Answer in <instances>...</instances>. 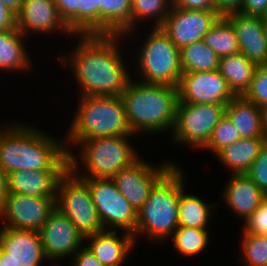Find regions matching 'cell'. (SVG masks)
I'll list each match as a JSON object with an SVG mask.
<instances>
[{
	"label": "cell",
	"instance_id": "1",
	"mask_svg": "<svg viewBox=\"0 0 267 266\" xmlns=\"http://www.w3.org/2000/svg\"><path fill=\"white\" fill-rule=\"evenodd\" d=\"M78 36L69 57L61 55L58 60L71 67L80 96H121L131 79L118 47L124 36Z\"/></svg>",
	"mask_w": 267,
	"mask_h": 266
},
{
	"label": "cell",
	"instance_id": "2",
	"mask_svg": "<svg viewBox=\"0 0 267 266\" xmlns=\"http://www.w3.org/2000/svg\"><path fill=\"white\" fill-rule=\"evenodd\" d=\"M14 123L0 125V168L3 172L69 168V147L64 140H56L33 125Z\"/></svg>",
	"mask_w": 267,
	"mask_h": 266
},
{
	"label": "cell",
	"instance_id": "3",
	"mask_svg": "<svg viewBox=\"0 0 267 266\" xmlns=\"http://www.w3.org/2000/svg\"><path fill=\"white\" fill-rule=\"evenodd\" d=\"M121 97L133 135L139 132L152 135L168 129L173 131L178 87L130 79Z\"/></svg>",
	"mask_w": 267,
	"mask_h": 266
},
{
	"label": "cell",
	"instance_id": "4",
	"mask_svg": "<svg viewBox=\"0 0 267 266\" xmlns=\"http://www.w3.org/2000/svg\"><path fill=\"white\" fill-rule=\"evenodd\" d=\"M178 167L175 165L154 186L147 201L137 212V225L133 234L135 242L136 238L145 234L154 242H164L179 226V194L185 187V176Z\"/></svg>",
	"mask_w": 267,
	"mask_h": 266
},
{
	"label": "cell",
	"instance_id": "5",
	"mask_svg": "<svg viewBox=\"0 0 267 266\" xmlns=\"http://www.w3.org/2000/svg\"><path fill=\"white\" fill-rule=\"evenodd\" d=\"M79 97V108L69 126L65 146L71 148L84 139L133 135L121 96Z\"/></svg>",
	"mask_w": 267,
	"mask_h": 266
},
{
	"label": "cell",
	"instance_id": "6",
	"mask_svg": "<svg viewBox=\"0 0 267 266\" xmlns=\"http://www.w3.org/2000/svg\"><path fill=\"white\" fill-rule=\"evenodd\" d=\"M132 135L84 139L80 145L81 164L85 173L79 172V161L74 152L68 149L69 169L80 178L112 179L117 172L131 165L139 156L130 143ZM87 172V173H86Z\"/></svg>",
	"mask_w": 267,
	"mask_h": 266
},
{
	"label": "cell",
	"instance_id": "7",
	"mask_svg": "<svg viewBox=\"0 0 267 266\" xmlns=\"http://www.w3.org/2000/svg\"><path fill=\"white\" fill-rule=\"evenodd\" d=\"M150 29L138 52L136 70L141 81L178 87L182 76L180 49L160 27Z\"/></svg>",
	"mask_w": 267,
	"mask_h": 266
},
{
	"label": "cell",
	"instance_id": "8",
	"mask_svg": "<svg viewBox=\"0 0 267 266\" xmlns=\"http://www.w3.org/2000/svg\"><path fill=\"white\" fill-rule=\"evenodd\" d=\"M56 208L69 218L84 237L104 231L88 186L69 168L58 180Z\"/></svg>",
	"mask_w": 267,
	"mask_h": 266
},
{
	"label": "cell",
	"instance_id": "9",
	"mask_svg": "<svg viewBox=\"0 0 267 266\" xmlns=\"http://www.w3.org/2000/svg\"><path fill=\"white\" fill-rule=\"evenodd\" d=\"M226 105L192 104L178 101L176 120L171 134L173 141L202 149L213 129L225 115Z\"/></svg>",
	"mask_w": 267,
	"mask_h": 266
},
{
	"label": "cell",
	"instance_id": "10",
	"mask_svg": "<svg viewBox=\"0 0 267 266\" xmlns=\"http://www.w3.org/2000/svg\"><path fill=\"white\" fill-rule=\"evenodd\" d=\"M82 179L88 186L104 230L109 227V230L121 229L134 234L137 212L119 192L114 182L111 179Z\"/></svg>",
	"mask_w": 267,
	"mask_h": 266
},
{
	"label": "cell",
	"instance_id": "11",
	"mask_svg": "<svg viewBox=\"0 0 267 266\" xmlns=\"http://www.w3.org/2000/svg\"><path fill=\"white\" fill-rule=\"evenodd\" d=\"M140 158L121 169L111 179L136 212L147 201L154 186L175 166L169 161L155 168Z\"/></svg>",
	"mask_w": 267,
	"mask_h": 266
},
{
	"label": "cell",
	"instance_id": "12",
	"mask_svg": "<svg viewBox=\"0 0 267 266\" xmlns=\"http://www.w3.org/2000/svg\"><path fill=\"white\" fill-rule=\"evenodd\" d=\"M220 18L215 10L183 9L171 6L161 30L179 48L199 42Z\"/></svg>",
	"mask_w": 267,
	"mask_h": 266
},
{
	"label": "cell",
	"instance_id": "13",
	"mask_svg": "<svg viewBox=\"0 0 267 266\" xmlns=\"http://www.w3.org/2000/svg\"><path fill=\"white\" fill-rule=\"evenodd\" d=\"M56 208V197H33L8 193L0 208L4 227L39 231Z\"/></svg>",
	"mask_w": 267,
	"mask_h": 266
},
{
	"label": "cell",
	"instance_id": "14",
	"mask_svg": "<svg viewBox=\"0 0 267 266\" xmlns=\"http://www.w3.org/2000/svg\"><path fill=\"white\" fill-rule=\"evenodd\" d=\"M236 95L219 70L182 73L178 101L192 104L227 105Z\"/></svg>",
	"mask_w": 267,
	"mask_h": 266
},
{
	"label": "cell",
	"instance_id": "15",
	"mask_svg": "<svg viewBox=\"0 0 267 266\" xmlns=\"http://www.w3.org/2000/svg\"><path fill=\"white\" fill-rule=\"evenodd\" d=\"M44 254L49 261L72 257L82 247L84 235L55 208L39 230ZM73 254V255H72Z\"/></svg>",
	"mask_w": 267,
	"mask_h": 266
},
{
	"label": "cell",
	"instance_id": "16",
	"mask_svg": "<svg viewBox=\"0 0 267 266\" xmlns=\"http://www.w3.org/2000/svg\"><path fill=\"white\" fill-rule=\"evenodd\" d=\"M17 28L25 37L29 32L52 34L59 29L74 35L60 17L54 0H24L17 14Z\"/></svg>",
	"mask_w": 267,
	"mask_h": 266
},
{
	"label": "cell",
	"instance_id": "17",
	"mask_svg": "<svg viewBox=\"0 0 267 266\" xmlns=\"http://www.w3.org/2000/svg\"><path fill=\"white\" fill-rule=\"evenodd\" d=\"M0 246L16 266H41V262H47L39 231L3 227Z\"/></svg>",
	"mask_w": 267,
	"mask_h": 266
},
{
	"label": "cell",
	"instance_id": "18",
	"mask_svg": "<svg viewBox=\"0 0 267 266\" xmlns=\"http://www.w3.org/2000/svg\"><path fill=\"white\" fill-rule=\"evenodd\" d=\"M233 25L240 52L257 66L267 64V38L261 17L239 12L225 16Z\"/></svg>",
	"mask_w": 267,
	"mask_h": 266
},
{
	"label": "cell",
	"instance_id": "19",
	"mask_svg": "<svg viewBox=\"0 0 267 266\" xmlns=\"http://www.w3.org/2000/svg\"><path fill=\"white\" fill-rule=\"evenodd\" d=\"M66 171L67 169L13 171L7 174L8 193L56 197L58 180Z\"/></svg>",
	"mask_w": 267,
	"mask_h": 266
},
{
	"label": "cell",
	"instance_id": "20",
	"mask_svg": "<svg viewBox=\"0 0 267 266\" xmlns=\"http://www.w3.org/2000/svg\"><path fill=\"white\" fill-rule=\"evenodd\" d=\"M230 175L223 190V198L231 212L245 222L267 196L245 173Z\"/></svg>",
	"mask_w": 267,
	"mask_h": 266
},
{
	"label": "cell",
	"instance_id": "21",
	"mask_svg": "<svg viewBox=\"0 0 267 266\" xmlns=\"http://www.w3.org/2000/svg\"><path fill=\"white\" fill-rule=\"evenodd\" d=\"M118 230H104L85 237V245L104 266H123L136 242L134 235L126 232L120 238Z\"/></svg>",
	"mask_w": 267,
	"mask_h": 266
},
{
	"label": "cell",
	"instance_id": "22",
	"mask_svg": "<svg viewBox=\"0 0 267 266\" xmlns=\"http://www.w3.org/2000/svg\"><path fill=\"white\" fill-rule=\"evenodd\" d=\"M132 0H98V35L132 33Z\"/></svg>",
	"mask_w": 267,
	"mask_h": 266
},
{
	"label": "cell",
	"instance_id": "23",
	"mask_svg": "<svg viewBox=\"0 0 267 266\" xmlns=\"http://www.w3.org/2000/svg\"><path fill=\"white\" fill-rule=\"evenodd\" d=\"M266 142L265 137L240 138L220 150L216 157L231 174H243L248 171Z\"/></svg>",
	"mask_w": 267,
	"mask_h": 266
},
{
	"label": "cell",
	"instance_id": "24",
	"mask_svg": "<svg viewBox=\"0 0 267 266\" xmlns=\"http://www.w3.org/2000/svg\"><path fill=\"white\" fill-rule=\"evenodd\" d=\"M225 114L241 138L264 137L260 108L243 95L235 96L225 107Z\"/></svg>",
	"mask_w": 267,
	"mask_h": 266
},
{
	"label": "cell",
	"instance_id": "25",
	"mask_svg": "<svg viewBox=\"0 0 267 266\" xmlns=\"http://www.w3.org/2000/svg\"><path fill=\"white\" fill-rule=\"evenodd\" d=\"M257 65L241 52L219 58V72L236 96L244 95L249 89Z\"/></svg>",
	"mask_w": 267,
	"mask_h": 266
},
{
	"label": "cell",
	"instance_id": "26",
	"mask_svg": "<svg viewBox=\"0 0 267 266\" xmlns=\"http://www.w3.org/2000/svg\"><path fill=\"white\" fill-rule=\"evenodd\" d=\"M23 35L18 28L0 31V70H30L29 53L24 45Z\"/></svg>",
	"mask_w": 267,
	"mask_h": 266
},
{
	"label": "cell",
	"instance_id": "27",
	"mask_svg": "<svg viewBox=\"0 0 267 266\" xmlns=\"http://www.w3.org/2000/svg\"><path fill=\"white\" fill-rule=\"evenodd\" d=\"M183 188L179 194L178 225L190 228L206 229L210 219L212 204L205 203L201 197L185 194Z\"/></svg>",
	"mask_w": 267,
	"mask_h": 266
},
{
	"label": "cell",
	"instance_id": "28",
	"mask_svg": "<svg viewBox=\"0 0 267 266\" xmlns=\"http://www.w3.org/2000/svg\"><path fill=\"white\" fill-rule=\"evenodd\" d=\"M182 73L218 70L219 56L203 41L180 49Z\"/></svg>",
	"mask_w": 267,
	"mask_h": 266
},
{
	"label": "cell",
	"instance_id": "29",
	"mask_svg": "<svg viewBox=\"0 0 267 266\" xmlns=\"http://www.w3.org/2000/svg\"><path fill=\"white\" fill-rule=\"evenodd\" d=\"M219 58L240 53L238 39L232 23L225 17L220 18L210 28L202 40Z\"/></svg>",
	"mask_w": 267,
	"mask_h": 266
},
{
	"label": "cell",
	"instance_id": "30",
	"mask_svg": "<svg viewBox=\"0 0 267 266\" xmlns=\"http://www.w3.org/2000/svg\"><path fill=\"white\" fill-rule=\"evenodd\" d=\"M208 233V230L203 228L178 226L172 234L173 247L184 256L198 255L210 241Z\"/></svg>",
	"mask_w": 267,
	"mask_h": 266
},
{
	"label": "cell",
	"instance_id": "31",
	"mask_svg": "<svg viewBox=\"0 0 267 266\" xmlns=\"http://www.w3.org/2000/svg\"><path fill=\"white\" fill-rule=\"evenodd\" d=\"M171 6L172 0H132V29H136L134 27L140 20L152 18L153 21L155 20L153 27H160L169 14Z\"/></svg>",
	"mask_w": 267,
	"mask_h": 266
},
{
	"label": "cell",
	"instance_id": "32",
	"mask_svg": "<svg viewBox=\"0 0 267 266\" xmlns=\"http://www.w3.org/2000/svg\"><path fill=\"white\" fill-rule=\"evenodd\" d=\"M242 256L244 266H267V235L242 234Z\"/></svg>",
	"mask_w": 267,
	"mask_h": 266
},
{
	"label": "cell",
	"instance_id": "33",
	"mask_svg": "<svg viewBox=\"0 0 267 266\" xmlns=\"http://www.w3.org/2000/svg\"><path fill=\"white\" fill-rule=\"evenodd\" d=\"M241 138L237 128L225 114L213 129L207 144L202 148L212 151L215 155L224 147L229 146Z\"/></svg>",
	"mask_w": 267,
	"mask_h": 266
},
{
	"label": "cell",
	"instance_id": "34",
	"mask_svg": "<svg viewBox=\"0 0 267 266\" xmlns=\"http://www.w3.org/2000/svg\"><path fill=\"white\" fill-rule=\"evenodd\" d=\"M56 9L75 36L81 35V0H54Z\"/></svg>",
	"mask_w": 267,
	"mask_h": 266
},
{
	"label": "cell",
	"instance_id": "35",
	"mask_svg": "<svg viewBox=\"0 0 267 266\" xmlns=\"http://www.w3.org/2000/svg\"><path fill=\"white\" fill-rule=\"evenodd\" d=\"M243 96L259 108L267 105V64L257 66L251 85Z\"/></svg>",
	"mask_w": 267,
	"mask_h": 266
},
{
	"label": "cell",
	"instance_id": "36",
	"mask_svg": "<svg viewBox=\"0 0 267 266\" xmlns=\"http://www.w3.org/2000/svg\"><path fill=\"white\" fill-rule=\"evenodd\" d=\"M245 174L267 196V142L260 149L258 157Z\"/></svg>",
	"mask_w": 267,
	"mask_h": 266
},
{
	"label": "cell",
	"instance_id": "37",
	"mask_svg": "<svg viewBox=\"0 0 267 266\" xmlns=\"http://www.w3.org/2000/svg\"><path fill=\"white\" fill-rule=\"evenodd\" d=\"M81 35H98V0H81Z\"/></svg>",
	"mask_w": 267,
	"mask_h": 266
},
{
	"label": "cell",
	"instance_id": "38",
	"mask_svg": "<svg viewBox=\"0 0 267 266\" xmlns=\"http://www.w3.org/2000/svg\"><path fill=\"white\" fill-rule=\"evenodd\" d=\"M243 234L267 235V197L244 222Z\"/></svg>",
	"mask_w": 267,
	"mask_h": 266
},
{
	"label": "cell",
	"instance_id": "39",
	"mask_svg": "<svg viewBox=\"0 0 267 266\" xmlns=\"http://www.w3.org/2000/svg\"><path fill=\"white\" fill-rule=\"evenodd\" d=\"M238 12L248 16L262 17L267 14V0H242Z\"/></svg>",
	"mask_w": 267,
	"mask_h": 266
},
{
	"label": "cell",
	"instance_id": "40",
	"mask_svg": "<svg viewBox=\"0 0 267 266\" xmlns=\"http://www.w3.org/2000/svg\"><path fill=\"white\" fill-rule=\"evenodd\" d=\"M72 258L73 266H104L86 246L79 249Z\"/></svg>",
	"mask_w": 267,
	"mask_h": 266
},
{
	"label": "cell",
	"instance_id": "41",
	"mask_svg": "<svg viewBox=\"0 0 267 266\" xmlns=\"http://www.w3.org/2000/svg\"><path fill=\"white\" fill-rule=\"evenodd\" d=\"M17 28V14L0 1V31Z\"/></svg>",
	"mask_w": 267,
	"mask_h": 266
},
{
	"label": "cell",
	"instance_id": "42",
	"mask_svg": "<svg viewBox=\"0 0 267 266\" xmlns=\"http://www.w3.org/2000/svg\"><path fill=\"white\" fill-rule=\"evenodd\" d=\"M172 5L183 9L215 10L214 0H172Z\"/></svg>",
	"mask_w": 267,
	"mask_h": 266
},
{
	"label": "cell",
	"instance_id": "43",
	"mask_svg": "<svg viewBox=\"0 0 267 266\" xmlns=\"http://www.w3.org/2000/svg\"><path fill=\"white\" fill-rule=\"evenodd\" d=\"M242 0H214L215 11L220 16L238 12L241 8Z\"/></svg>",
	"mask_w": 267,
	"mask_h": 266
},
{
	"label": "cell",
	"instance_id": "44",
	"mask_svg": "<svg viewBox=\"0 0 267 266\" xmlns=\"http://www.w3.org/2000/svg\"><path fill=\"white\" fill-rule=\"evenodd\" d=\"M7 194V174L0 168V208L2 207Z\"/></svg>",
	"mask_w": 267,
	"mask_h": 266
},
{
	"label": "cell",
	"instance_id": "45",
	"mask_svg": "<svg viewBox=\"0 0 267 266\" xmlns=\"http://www.w3.org/2000/svg\"><path fill=\"white\" fill-rule=\"evenodd\" d=\"M5 6L18 14L21 10L24 0H0Z\"/></svg>",
	"mask_w": 267,
	"mask_h": 266
},
{
	"label": "cell",
	"instance_id": "46",
	"mask_svg": "<svg viewBox=\"0 0 267 266\" xmlns=\"http://www.w3.org/2000/svg\"><path fill=\"white\" fill-rule=\"evenodd\" d=\"M260 112L263 135L267 139V105L260 107Z\"/></svg>",
	"mask_w": 267,
	"mask_h": 266
},
{
	"label": "cell",
	"instance_id": "47",
	"mask_svg": "<svg viewBox=\"0 0 267 266\" xmlns=\"http://www.w3.org/2000/svg\"><path fill=\"white\" fill-rule=\"evenodd\" d=\"M0 261L2 262V266H16L12 261L7 258V252L2 250Z\"/></svg>",
	"mask_w": 267,
	"mask_h": 266
},
{
	"label": "cell",
	"instance_id": "48",
	"mask_svg": "<svg viewBox=\"0 0 267 266\" xmlns=\"http://www.w3.org/2000/svg\"><path fill=\"white\" fill-rule=\"evenodd\" d=\"M264 26L265 36L267 38V14L261 17Z\"/></svg>",
	"mask_w": 267,
	"mask_h": 266
},
{
	"label": "cell",
	"instance_id": "49",
	"mask_svg": "<svg viewBox=\"0 0 267 266\" xmlns=\"http://www.w3.org/2000/svg\"><path fill=\"white\" fill-rule=\"evenodd\" d=\"M2 248L0 246V258H1ZM0 266H2V262L0 261Z\"/></svg>",
	"mask_w": 267,
	"mask_h": 266
}]
</instances>
